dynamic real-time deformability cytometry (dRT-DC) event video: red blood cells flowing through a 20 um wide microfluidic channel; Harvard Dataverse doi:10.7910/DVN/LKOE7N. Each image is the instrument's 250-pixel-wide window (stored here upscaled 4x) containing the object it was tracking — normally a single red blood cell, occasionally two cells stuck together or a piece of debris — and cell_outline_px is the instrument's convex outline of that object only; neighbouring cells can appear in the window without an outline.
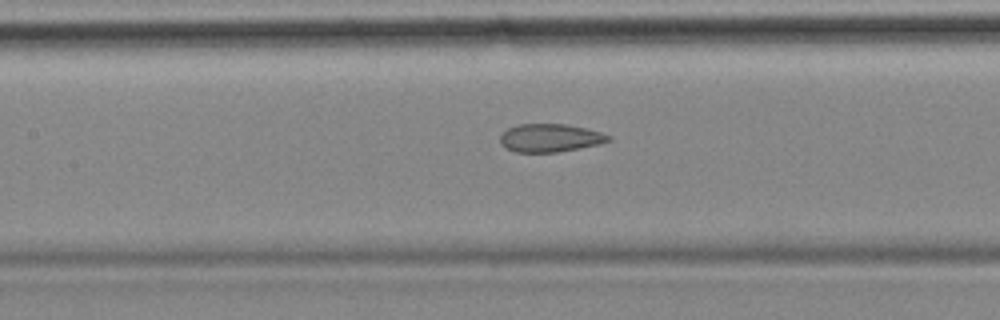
{"species": "common noctule bat (a hibernating species)", "species_latin": "Nyctalus noctula", "temperature_condition": "cold", "stored_images_in_passage": 16, "camera_frame_rate_fps": 3000, "um_per_image_px": 0.085, "animal": {"sex": "female", "body_mass_g": 18.4}, "frame": {"image": 1, "passage_image": 14, "time_ms": 4.333, "image_size_px": [1000, 320], "cell_outline_px": [[612, 140], [600, 144], [580, 148], [556, 152], [516, 152], [504, 148], [500, 144], [500, 136], [508, 128], [516, 124], [564, 124], [584, 128], [600, 132], [612, 136]], "centroid_in_image_um": [46.75, 11.73], "position_along_channel_um": 160.7, "area_um2": 17.8}}